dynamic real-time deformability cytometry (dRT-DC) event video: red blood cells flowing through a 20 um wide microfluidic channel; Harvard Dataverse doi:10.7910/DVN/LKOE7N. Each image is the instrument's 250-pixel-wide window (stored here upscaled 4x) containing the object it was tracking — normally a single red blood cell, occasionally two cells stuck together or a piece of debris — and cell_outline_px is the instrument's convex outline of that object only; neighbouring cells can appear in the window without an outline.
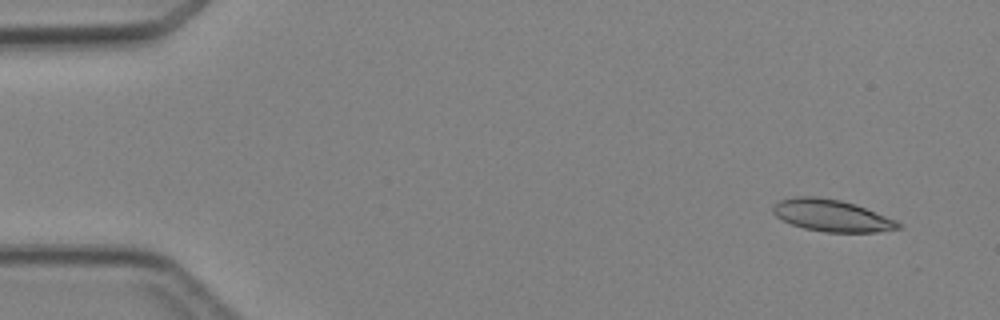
{"species": "Egyptian fruit bat (a non-hibernating species)", "species_latin": "Rousettus aegyptiacus", "temperature_condition": "cold", "stored_images_in_passage": 3, "camera_frame_rate_fps": 3000, "um_per_image_px": 0.085, "animal": {"sex": "female"}, "frame": {"image": 1, "passage_image": 1, "time_ms": 0.0, "image_size_px": [1000, 320], "cell_outline_px": [[900, 228], [876, 232], [824, 232], [804, 228], [792, 224], [776, 216], [772, 212], [772, 208], [780, 200], [796, 196], [820, 196], [840, 200], [864, 208], [896, 220], [900, 224]], "centroid_in_image_um": [70.66, 18.32], "position_along_channel_um": 14.3, "area_um2": 22.95}}
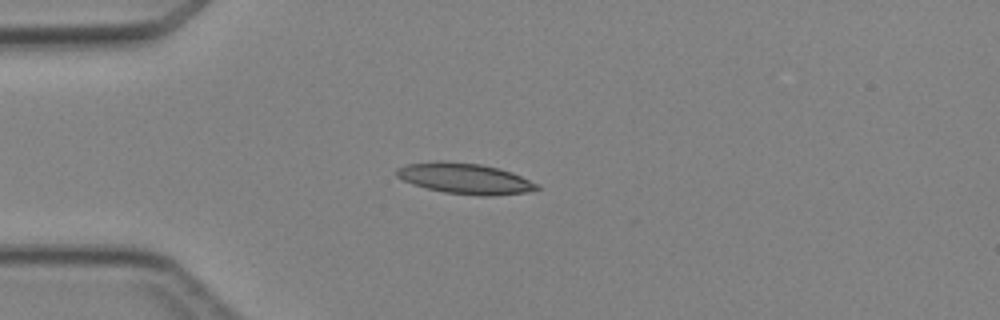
{"frame": {"image": 2, "passage_image": 3, "time_ms": 3.0, "image_size_px": [1000, 320], "cell_outline_px": [[540, 188], [528, 192], [492, 196], [480, 196], [444, 192], [412, 184], [396, 176], [396, 168], [404, 164], [436, 160], [444, 160], [480, 164], [500, 168], [512, 172], [540, 184]], "centroid_in_image_um": [39.52, 15.16], "position_along_channel_um": 45.5, "area_um2": 25.49}}